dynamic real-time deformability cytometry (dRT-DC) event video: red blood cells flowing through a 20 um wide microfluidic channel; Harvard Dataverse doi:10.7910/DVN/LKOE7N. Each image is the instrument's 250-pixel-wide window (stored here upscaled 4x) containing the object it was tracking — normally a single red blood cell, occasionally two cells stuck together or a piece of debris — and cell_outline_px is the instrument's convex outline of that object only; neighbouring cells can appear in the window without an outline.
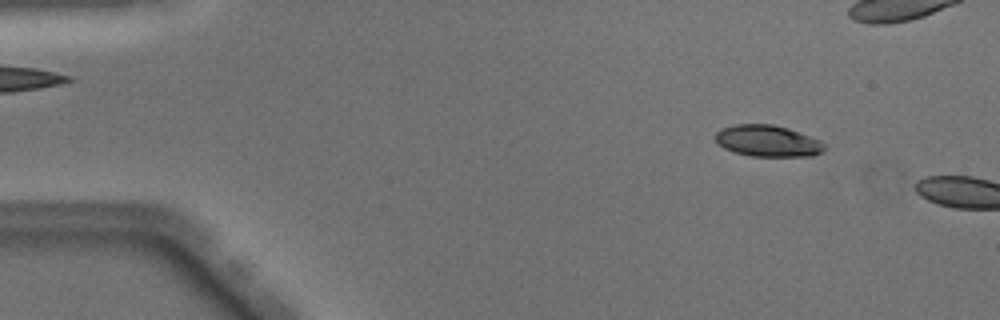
{"species": "Egyptian fruit bat (a non-hibernating species)", "species_latin": "Rousettus aegyptiacus", "temperature_condition": "warm", "stored_images_in_passage": 46, "camera_frame_rate_fps": 3000, "um_per_image_px": 0.085, "animal": {"sex": "male"}, "frame": {"image": 1, "passage_image": 6, "time_ms": 1.667, "image_size_px": [1000, 320], "cell_outline_px": [[824, 148], [820, 152], [812, 156], [752, 156], [736, 152], [724, 148], [716, 144], [716, 132], [720, 128], [736, 124], [772, 124], [788, 128], [820, 140], [824, 144]], "centroid_in_image_um": [65.22, 11.97], "position_along_channel_um": 19.8, "area_um2": 19.88}}
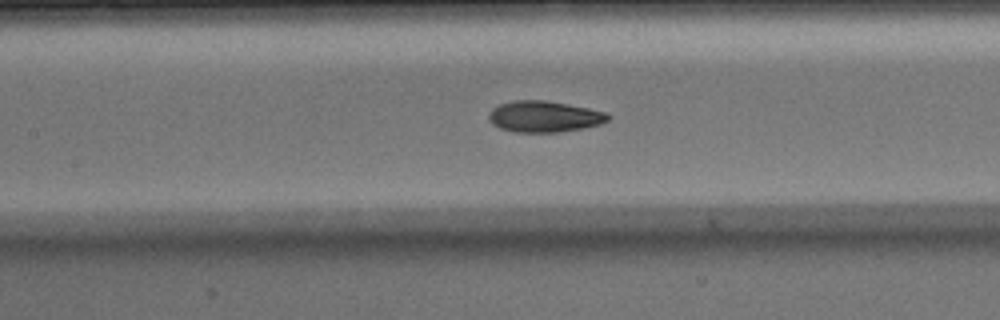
{"frame": {"image": 2, "passage_image": 23, "time_ms": 7.333, "image_size_px": [1000, 320], "cell_outline_px": [[608, 120], [600, 124], [584, 128], [560, 132], [516, 132], [500, 128], [492, 124], [488, 120], [488, 112], [492, 108], [500, 104], [516, 100], [544, 100], [568, 104], [608, 112]], "centroid_in_image_um": [46.24, 9.91], "position_along_channel_um": 161.2, "area_um2": 21.73}}
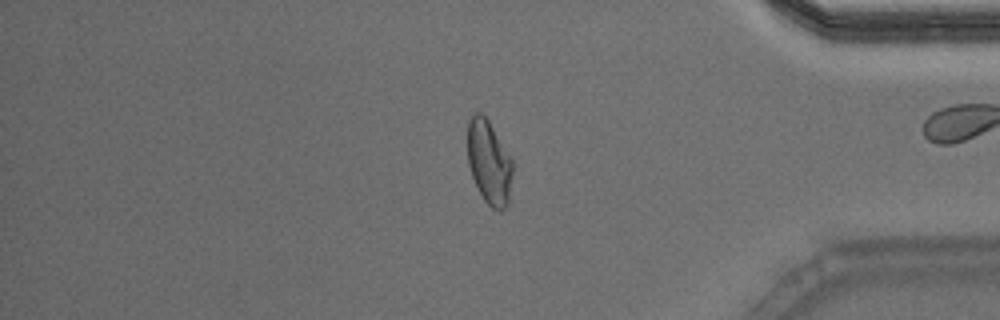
{"frame": {"image": 3, "passage_image": 42, "time_ms": 13.667, "image_size_px": [1000, 320], "cell_outline_px": [[512, 172], [508, 200], [504, 208], [500, 212], [492, 208], [484, 200], [472, 176], [468, 164], [468, 120], [476, 112], [480, 112], [488, 120], [512, 160]], "centroid_in_image_um": [41.55, 13.79], "position_along_channel_um": 393.6, "area_um2": 21.56}, "authors_computed_cell_mechanics": {"area_um2": 21.2126, "velocity_mm_per_s": 4.0701, "shape_relaxation_time_tau1_ms": 7.5157, "shape_relaxation_time_tau2_ms": 1.8946, "deformation_change_tau1": 0.2339, "deformation_change_tau2": 0.0768}}